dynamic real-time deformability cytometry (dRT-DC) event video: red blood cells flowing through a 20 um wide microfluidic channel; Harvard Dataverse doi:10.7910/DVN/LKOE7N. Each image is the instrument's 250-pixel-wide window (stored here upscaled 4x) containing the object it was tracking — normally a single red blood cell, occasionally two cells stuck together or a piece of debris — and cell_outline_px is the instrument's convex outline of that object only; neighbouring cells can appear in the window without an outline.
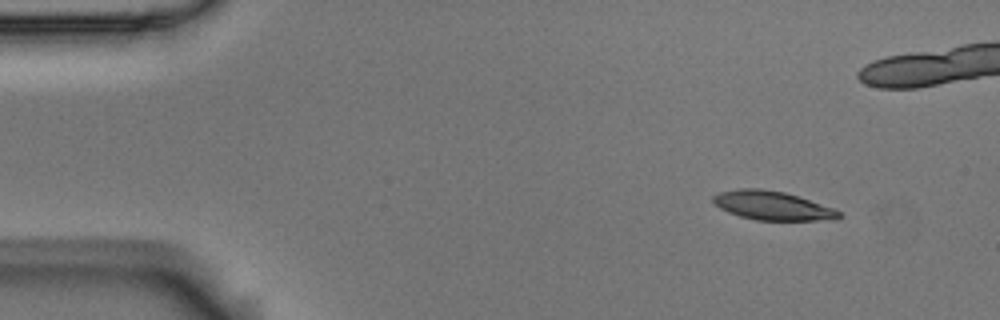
{"species": "Egyptian fruit bat (a non-hibernating species)", "species_latin": "Rousettus aegyptiacus", "temperature_condition": "room temperature", "stored_images_in_passage": 4, "camera_frame_rate_fps": 3000, "um_per_image_px": 0.085, "animal": {"sex": "male"}, "frame": {"image": 1, "passage_image": 1, "time_ms": 0.0, "image_size_px": [1000, 320], "cell_outline_px": [[840, 216], [836, 220], [756, 220], [740, 216], [728, 212], [720, 208], [712, 200], [712, 196], [720, 192], [740, 188], [760, 188], [784, 192], [832, 208], [840, 212]], "centroid_in_image_um": [65.61, 17.48], "position_along_channel_um": 19.4, "area_um2": 20.87}}